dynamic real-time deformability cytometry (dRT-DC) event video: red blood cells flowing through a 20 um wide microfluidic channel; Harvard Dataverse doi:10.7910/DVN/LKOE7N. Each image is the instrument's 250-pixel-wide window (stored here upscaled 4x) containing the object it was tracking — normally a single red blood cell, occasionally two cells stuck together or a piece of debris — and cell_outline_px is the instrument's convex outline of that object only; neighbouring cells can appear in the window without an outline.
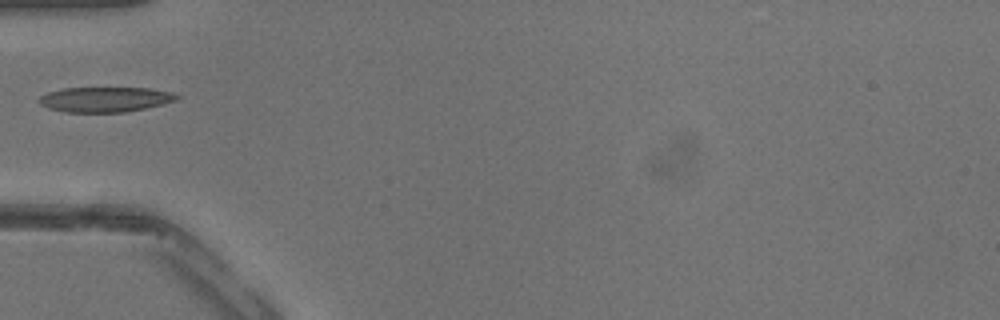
{"species": "common noctule bat (a hibernating species)", "species_latin": "Nyctalus noctula", "temperature_condition": "warm", "stored_images_in_passage": 28, "camera_frame_rate_fps": 3000, "um_per_image_px": 0.085, "animal": {"sex": "male", "body_mass_g": 13.3}, "frame": {"image": 1, "passage_image": 1, "time_ms": 0.0, "image_size_px": [1000, 320], "cell_outline_px": [[184, 96], [180, 100], [164, 104], [124, 112], [64, 112], [48, 108], [40, 104], [40, 96], [48, 92], [64, 88], [148, 88], [172, 92]], "centroid_in_image_um": [9.01, 8.45], "position_along_channel_um": 76.0, "area_um2": 20.23}}
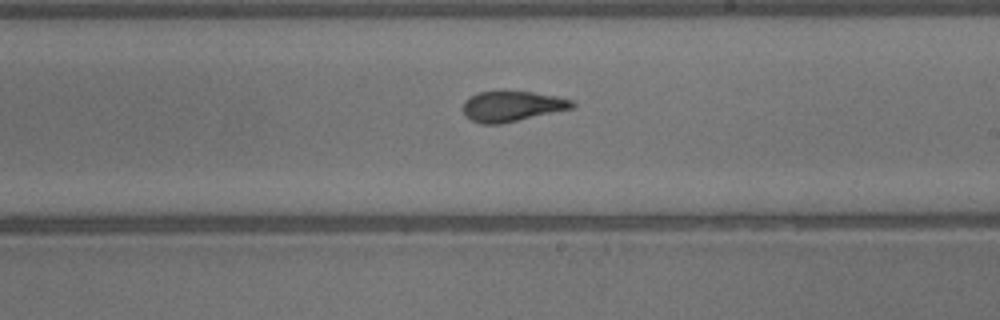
{"frame": {"image": 2, "passage_image": 11, "time_ms": 3.333, "image_size_px": [1000, 320], "cell_outline_px": [[576, 104], [572, 108], [500, 124], [480, 124], [464, 116], [464, 100], [480, 92], [532, 92], [556, 96], [576, 100]], "centroid_in_image_um": [43.54, 9.04], "position_along_channel_um": 245.5, "area_um2": 19.07}}
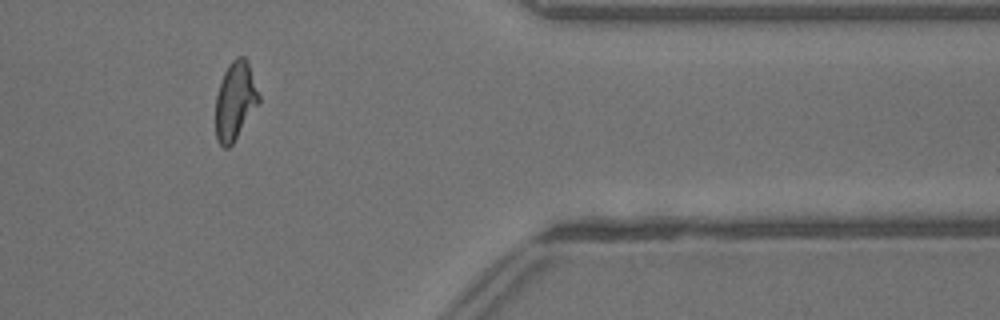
{"frame": {"image": 3, "passage_image": 21, "time_ms": 6.667, "image_size_px": [1000, 320], "cell_outline_px": [[260, 100], [232, 144], [228, 148], [224, 148], [216, 140], [216, 96], [224, 72], [228, 64], [236, 56], [244, 56], [248, 60], [260, 96]], "centroid_in_image_um": [19.99, 8.54], "position_along_channel_um": 391.4, "area_um2": 19.54}}